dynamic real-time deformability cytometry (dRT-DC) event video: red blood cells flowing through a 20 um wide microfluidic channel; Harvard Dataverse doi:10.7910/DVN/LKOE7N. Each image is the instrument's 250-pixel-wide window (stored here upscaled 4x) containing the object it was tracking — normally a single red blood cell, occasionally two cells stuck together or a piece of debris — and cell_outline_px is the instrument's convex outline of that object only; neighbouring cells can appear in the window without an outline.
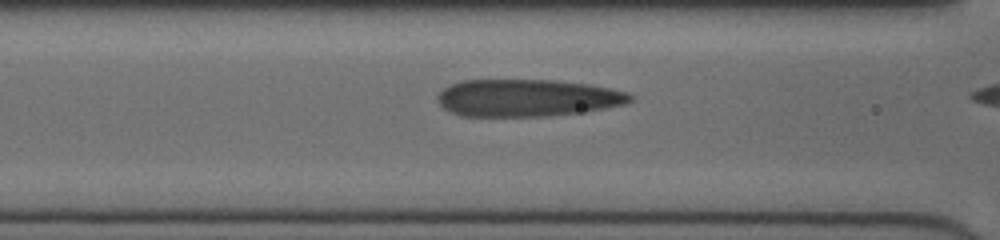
{"species": "human", "species_latin": "Homo sapiens", "temperature_condition": "cold", "stored_images_in_passage": 17, "camera_frame_rate_fps": 3000, "um_per_image_px": 0.085, "donor": {"sex": "female"}, "frame": {"image": 1, "passage_image": 15, "time_ms": 4.667, "image_size_px": [1000, 240], "cell_outline_px": [[632, 100], [624, 104], [576, 112], [548, 116], [460, 116], [444, 108], [440, 104], [436, 96], [444, 88], [460, 80], [556, 80], [588, 84], [608, 88], [624, 92], [632, 96]], "centroid_in_image_um": [44.74, 8.31], "position_along_channel_um": 121.9, "area_um2": 41.33}}